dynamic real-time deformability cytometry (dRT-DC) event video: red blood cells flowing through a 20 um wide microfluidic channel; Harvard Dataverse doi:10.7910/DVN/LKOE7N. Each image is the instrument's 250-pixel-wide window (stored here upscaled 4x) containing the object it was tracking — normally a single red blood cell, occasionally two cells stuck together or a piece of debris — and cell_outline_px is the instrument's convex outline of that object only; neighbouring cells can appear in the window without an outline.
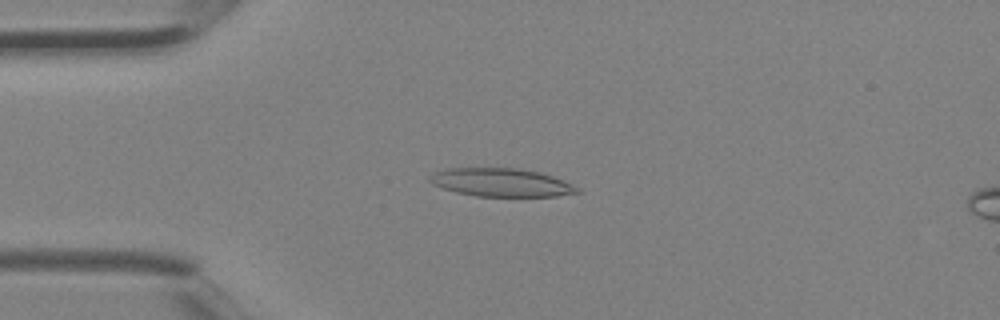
{"species": "Egyptian fruit bat (a non-hibernating species)", "species_latin": "Rousettus aegyptiacus", "temperature_condition": "room temperature", "stored_images_in_passage": 2, "camera_frame_rate_fps": 3000, "um_per_image_px": 0.085, "animal": {"sex": "female"}, "frame": {"image": 1, "passage_image": 2, "time_ms": 0.333, "image_size_px": [1000, 320], "cell_outline_px": [[584, 192], [556, 196], [476, 196], [456, 192], [432, 184], [428, 180], [428, 176], [432, 172], [448, 168], [516, 168], [540, 172], [552, 176], [572, 184], [580, 188]], "centroid_in_image_um": [42.6, 15.51], "position_along_channel_um": 42.4, "area_um2": 24.39}}